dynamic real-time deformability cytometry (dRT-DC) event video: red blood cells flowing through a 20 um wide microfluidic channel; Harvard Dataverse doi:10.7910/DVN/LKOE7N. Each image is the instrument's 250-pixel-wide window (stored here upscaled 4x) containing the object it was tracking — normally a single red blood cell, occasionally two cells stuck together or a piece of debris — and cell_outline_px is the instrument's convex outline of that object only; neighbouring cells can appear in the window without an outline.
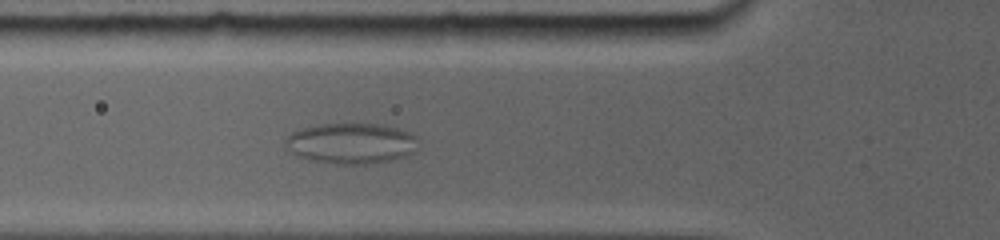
{"species": "common noctule bat (a hibernating species)", "species_latin": "Nyctalus noctula", "temperature_condition": "room temperature", "stored_images_in_passage": 27, "camera_frame_rate_fps": 5000, "um_per_image_px": 0.085, "animal": {"sex": "female", "body_mass_g": 19.0, "forearm_length_mm": 56.7}, "frame": {"image": 1, "passage_image": 8, "time_ms": 2.8, "image_size_px": [1000, 240], "cell_outline_px": [[412, 152], [404, 156], [392, 160], [376, 164], [336, 164], [308, 160], [292, 152], [288, 140], [288, 136], [304, 128], [324, 124], [372, 124], [392, 128], [404, 132], [412, 136]], "centroid_in_image_um": [29.8, 12.22], "position_along_channel_um": 96.0, "area_um2": 30.06}}
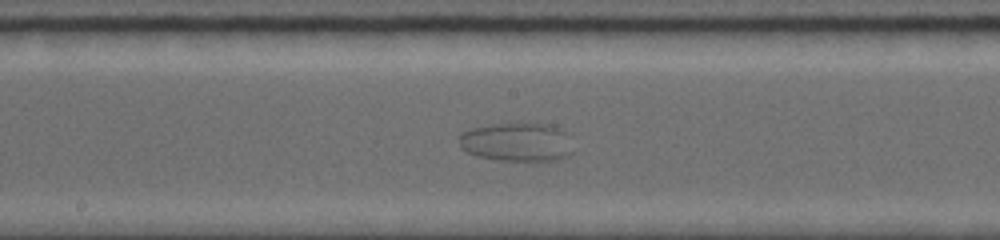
{"frame": {"image": 2, "passage_image": 13, "time_ms": 6.0, "image_size_px": [1000, 240], "cell_outline_px": [[568, 156], [556, 160], [500, 160], [480, 156], [468, 152], [460, 144], [460, 136], [464, 132], [476, 128], [500, 124], [536, 124], [556, 128], [568, 152]], "centroid_in_image_um": [43.78, 12.11], "position_along_channel_um": 204.4, "area_um2": 23.58}}
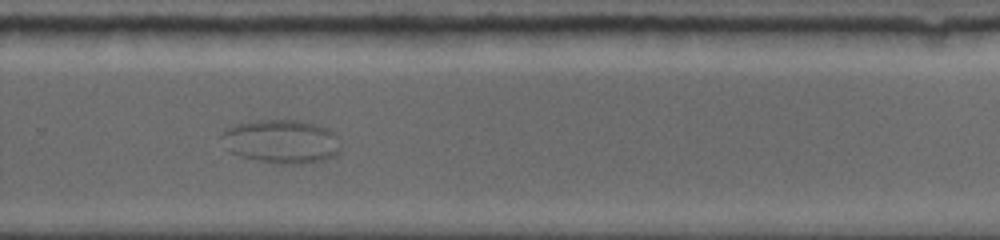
{"frame": {"image": 3, "passage_image": 18, "time_ms": 9.0, "image_size_px": [1000, 240], "cell_outline_px": [[340, 152], [324, 160], [300, 164], [280, 164], [256, 160], [240, 156], [232, 152], [228, 148], [220, 136], [220, 132], [224, 128], [236, 124], [256, 120], [300, 120], [316, 124], [328, 128], [336, 132], [340, 148]], "centroid_in_image_um": [23.92, 12.01], "position_along_channel_um": 305.9, "area_um2": 30.58}}